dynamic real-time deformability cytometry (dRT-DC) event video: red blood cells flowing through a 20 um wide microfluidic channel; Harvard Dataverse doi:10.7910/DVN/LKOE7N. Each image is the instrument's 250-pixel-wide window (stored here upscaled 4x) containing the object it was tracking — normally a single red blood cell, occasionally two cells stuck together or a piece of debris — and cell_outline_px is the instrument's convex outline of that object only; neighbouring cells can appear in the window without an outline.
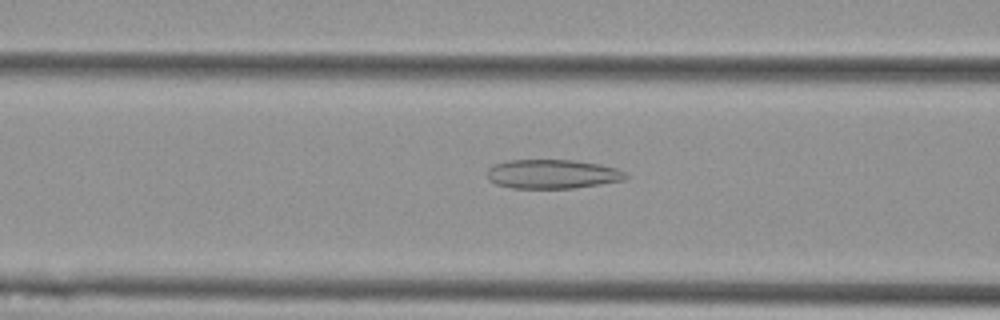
{"species": "Egyptian fruit bat (a non-hibernating species)", "species_latin": "Rousettus aegyptiacus", "temperature_condition": "cold", "stored_images_in_passage": 39, "camera_frame_rate_fps": 3000, "um_per_image_px": 0.085, "animal": {"sex": "female"}, "frame": {"image": 1, "passage_image": 10, "time_ms": 3.0, "image_size_px": [1000, 320], "cell_outline_px": [[628, 176], [624, 180], [600, 184], [572, 188], [512, 188], [496, 184], [488, 180], [488, 168], [492, 164], [508, 160], [576, 160], [600, 164], [616, 168], [624, 172]], "centroid_in_image_um": [46.93, 14.79], "position_along_channel_um": 119.7, "area_um2": 23.58}}
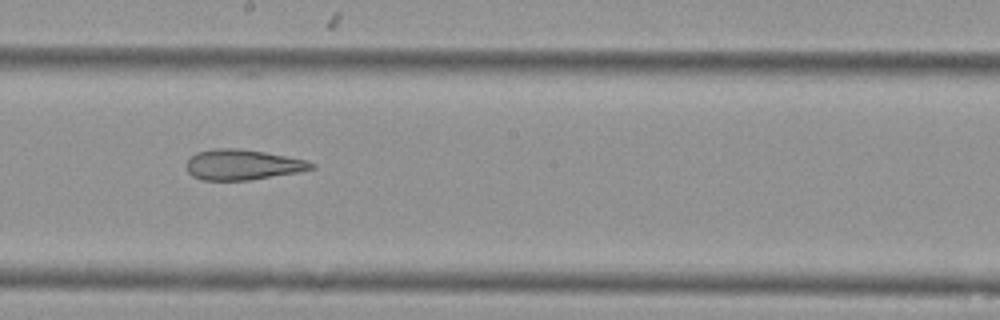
{"frame": {"image": 2, "passage_image": 19, "time_ms": 6.0, "image_size_px": [1000, 320], "cell_outline_px": [[316, 168], [296, 172], [248, 180], [204, 180], [192, 176], [188, 172], [188, 156], [196, 152], [216, 148], [240, 148], [264, 152], [308, 160], [316, 164]], "centroid_in_image_um": [20.62, 13.98], "position_along_channel_um": 227.6, "area_um2": 22.08}}
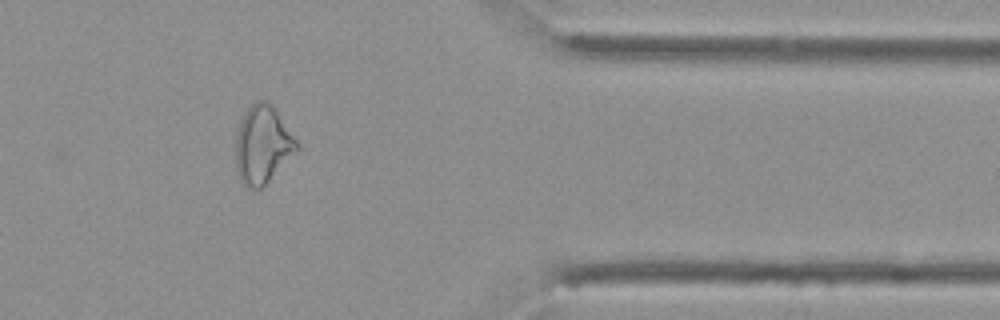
{"frame": {"image": 3, "passage_image": 34, "time_ms": 11.0, "image_size_px": [1000, 320], "cell_outline_px": [[300, 148], [260, 188], [252, 188], [244, 184], [240, 180], [236, 168], [236, 132], [240, 120], [244, 112], [256, 100], [268, 100], [276, 108], [300, 144]], "centroid_in_image_um": [22.33, 12.23], "position_along_channel_um": 389.1, "area_um2": 27.74}}